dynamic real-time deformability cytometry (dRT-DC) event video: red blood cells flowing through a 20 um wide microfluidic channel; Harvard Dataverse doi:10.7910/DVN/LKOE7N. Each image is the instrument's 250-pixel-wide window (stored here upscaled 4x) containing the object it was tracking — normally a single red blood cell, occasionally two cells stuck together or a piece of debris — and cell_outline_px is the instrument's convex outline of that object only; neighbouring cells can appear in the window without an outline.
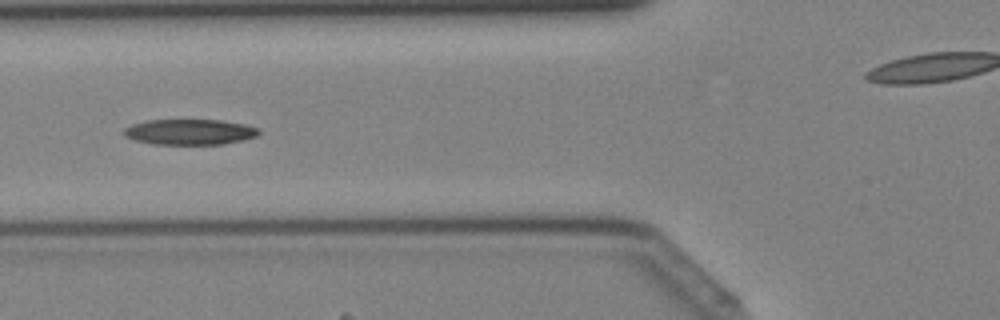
{"species": "Egyptian fruit bat (a non-hibernating species)", "species_latin": "Rousettus aegyptiacus", "temperature_condition": "cold", "stored_images_in_passage": 43, "camera_frame_rate_fps": 3000, "um_per_image_px": 0.085, "animal": {"sex": "female"}, "frame": {"image": 1, "passage_image": 16, "time_ms": 5.0, "image_size_px": [1000, 320], "cell_outline_px": [[260, 132], [256, 136], [244, 140], [224, 144], [152, 144], [136, 140], [124, 136], [124, 128], [132, 124], [144, 120], [220, 120], [244, 124], [260, 128]], "centroid_in_image_um": [16.14, 11.21], "position_along_channel_um": 109.7, "area_um2": 20.17}}
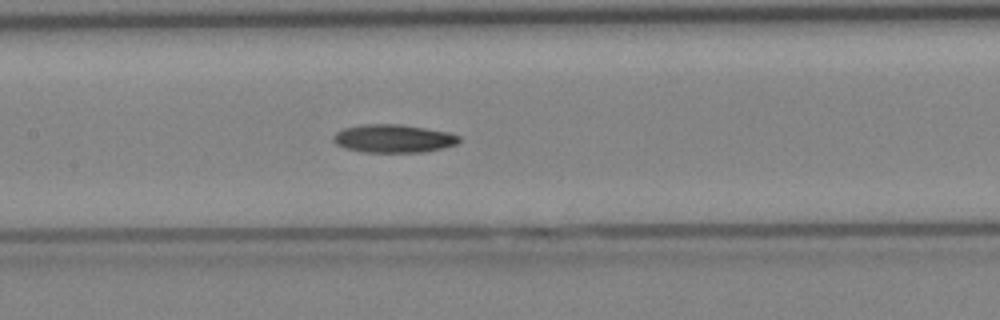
{"frame": {"image": 2, "passage_image": 20, "time_ms": 6.333, "image_size_px": [1000, 320], "cell_outline_px": [[460, 140], [456, 144], [424, 152], [364, 152], [344, 148], [336, 144], [332, 140], [332, 136], [336, 132], [344, 128], [360, 124], [400, 124], [448, 132], [460, 136]], "centroid_in_image_um": [33.39, 11.77], "position_along_channel_um": 174.0, "area_um2": 20.63}}
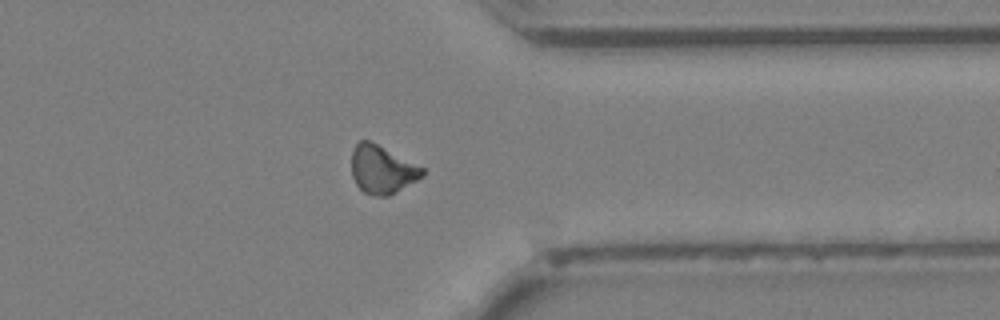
{"frame": {"image": 3, "passage_image": 33, "time_ms": 10.667, "image_size_px": [1000, 320], "cell_outline_px": [[424, 176], [396, 192], [388, 196], [372, 196], [364, 192], [356, 184], [352, 176], [352, 148], [360, 140], [368, 140], [424, 168]], "centroid_in_image_um": [32.46, 14.43], "position_along_channel_um": 378.9, "area_um2": 19.65}}